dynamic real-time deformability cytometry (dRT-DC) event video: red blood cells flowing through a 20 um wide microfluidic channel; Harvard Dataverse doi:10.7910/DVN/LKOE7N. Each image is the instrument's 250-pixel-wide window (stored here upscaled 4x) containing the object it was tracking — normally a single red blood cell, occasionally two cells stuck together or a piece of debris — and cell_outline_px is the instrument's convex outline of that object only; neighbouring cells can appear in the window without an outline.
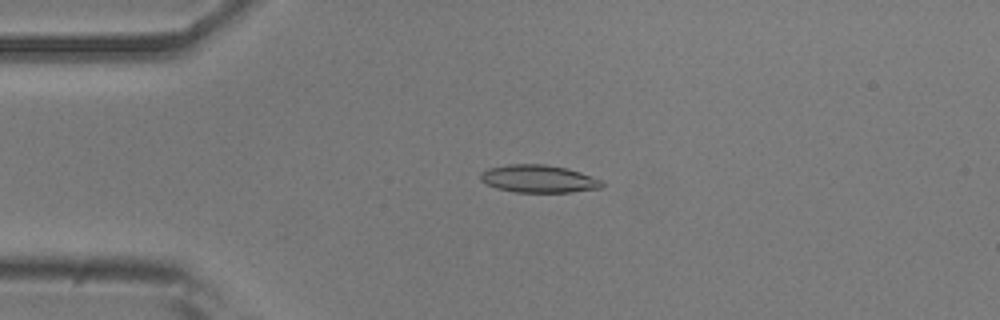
{"species": "common noctule bat (a hibernating species)", "species_latin": "Nyctalus noctula", "temperature_condition": "room temperature", "stored_images_in_passage": 53, "camera_frame_rate_fps": 3000, "um_per_image_px": 0.085, "animal": {"sex": "male", "body_mass_g": 20.5, "forearm_length_mm": 52.5}, "frame": {"image": 1, "passage_image": 12, "time_ms": 3.667, "image_size_px": [1000, 320], "cell_outline_px": [[604, 188], [572, 192], [516, 192], [496, 188], [480, 180], [480, 172], [488, 168], [508, 164], [544, 164], [568, 168], [604, 180]], "centroid_in_image_um": [45.82, 15.2], "position_along_channel_um": 39.2, "area_um2": 19.83}}
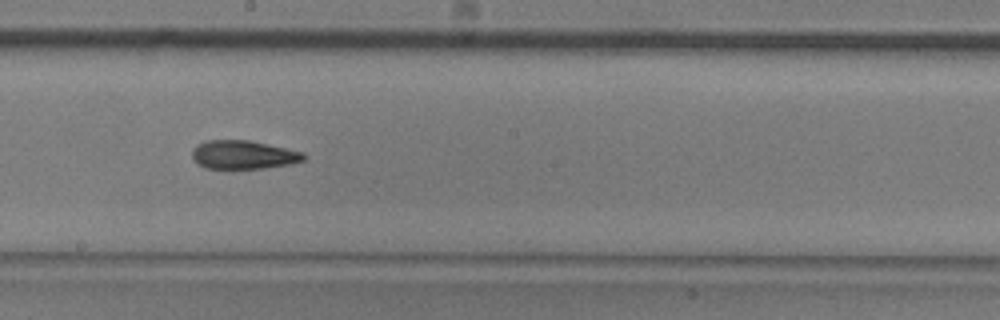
{"frame": {"image": 2, "passage_image": 29, "time_ms": 9.333, "image_size_px": [1000, 320], "cell_outline_px": [[308, 156], [304, 160], [288, 164], [264, 168], [204, 168], [196, 164], [192, 160], [192, 148], [196, 144], [208, 140], [248, 140], [304, 152]], "centroid_in_image_um": [20.64, 13.15], "position_along_channel_um": 227.6, "area_um2": 18.67}}
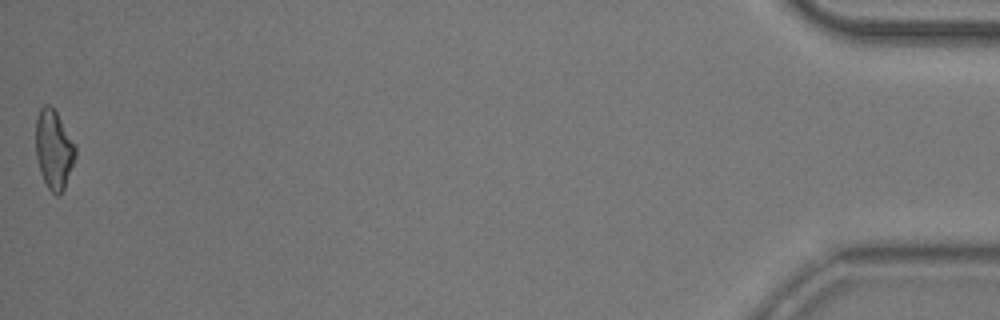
{"frame": {"image": 3, "passage_image": 53, "time_ms": 17.333, "image_size_px": [1000, 320], "cell_outline_px": [[76, 156], [64, 188], [60, 196], [56, 196], [48, 188], [40, 172], [36, 156], [36, 120], [40, 108], [44, 104], [48, 104], [56, 112], [76, 144]], "centroid_in_image_um": [4.58, 12.71], "position_along_channel_um": 430.6, "area_um2": 18.26}, "authors_computed_cell_mechanics": {"area_um2": 18.7272, "velocity_mm_per_s": 3.7774, "shape_relaxation_time_tau1_ms": 5.9984, "shape_relaxation_time_tau2_ms": 5.6289, "deformation_change_tau1": 0.1681, "deformation_change_tau2": 0.1615}}